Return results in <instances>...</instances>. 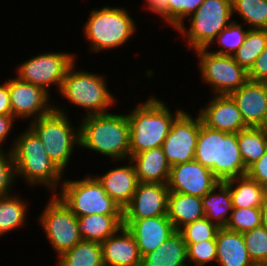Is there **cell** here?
Returning a JSON list of instances; mask_svg holds the SVG:
<instances>
[{
  "instance_id": "cell-1",
  "label": "cell",
  "mask_w": 267,
  "mask_h": 266,
  "mask_svg": "<svg viewBox=\"0 0 267 266\" xmlns=\"http://www.w3.org/2000/svg\"><path fill=\"white\" fill-rule=\"evenodd\" d=\"M82 149L92 150L114 161L130 159V126L127 114L104 113L79 120Z\"/></svg>"
},
{
  "instance_id": "cell-2",
  "label": "cell",
  "mask_w": 267,
  "mask_h": 266,
  "mask_svg": "<svg viewBox=\"0 0 267 266\" xmlns=\"http://www.w3.org/2000/svg\"><path fill=\"white\" fill-rule=\"evenodd\" d=\"M13 140L7 150L12 152L16 177L23 179L29 187L42 185L56 194L64 174L50 160L39 137L28 127Z\"/></svg>"
},
{
  "instance_id": "cell-3",
  "label": "cell",
  "mask_w": 267,
  "mask_h": 266,
  "mask_svg": "<svg viewBox=\"0 0 267 266\" xmlns=\"http://www.w3.org/2000/svg\"><path fill=\"white\" fill-rule=\"evenodd\" d=\"M151 95L127 114L130 126V157L144 150L162 147L174 120L185 110L173 113L167 103Z\"/></svg>"
},
{
  "instance_id": "cell-4",
  "label": "cell",
  "mask_w": 267,
  "mask_h": 266,
  "mask_svg": "<svg viewBox=\"0 0 267 266\" xmlns=\"http://www.w3.org/2000/svg\"><path fill=\"white\" fill-rule=\"evenodd\" d=\"M194 160L210 169L219 181L247 174L237 143V133L200 125Z\"/></svg>"
},
{
  "instance_id": "cell-5",
  "label": "cell",
  "mask_w": 267,
  "mask_h": 266,
  "mask_svg": "<svg viewBox=\"0 0 267 266\" xmlns=\"http://www.w3.org/2000/svg\"><path fill=\"white\" fill-rule=\"evenodd\" d=\"M136 22L127 8L103 6L90 10L83 26L89 51L102 52L124 47L136 33Z\"/></svg>"
},
{
  "instance_id": "cell-6",
  "label": "cell",
  "mask_w": 267,
  "mask_h": 266,
  "mask_svg": "<svg viewBox=\"0 0 267 266\" xmlns=\"http://www.w3.org/2000/svg\"><path fill=\"white\" fill-rule=\"evenodd\" d=\"M66 112L64 107L55 104L51 113L30 121L27 126L39 137L50 160L63 174L74 148L80 146L79 124L74 126Z\"/></svg>"
},
{
  "instance_id": "cell-7",
  "label": "cell",
  "mask_w": 267,
  "mask_h": 266,
  "mask_svg": "<svg viewBox=\"0 0 267 266\" xmlns=\"http://www.w3.org/2000/svg\"><path fill=\"white\" fill-rule=\"evenodd\" d=\"M76 61L69 67L62 81L59 93L69 105L73 104L84 108L83 117L108 113L111 106L117 101L114 94L109 91L106 75L76 70ZM71 103V104H70ZM108 110V111H107Z\"/></svg>"
},
{
  "instance_id": "cell-8",
  "label": "cell",
  "mask_w": 267,
  "mask_h": 266,
  "mask_svg": "<svg viewBox=\"0 0 267 266\" xmlns=\"http://www.w3.org/2000/svg\"><path fill=\"white\" fill-rule=\"evenodd\" d=\"M56 195L78 218L91 214L123 215V209L110 198L92 174L82 179H63Z\"/></svg>"
},
{
  "instance_id": "cell-9",
  "label": "cell",
  "mask_w": 267,
  "mask_h": 266,
  "mask_svg": "<svg viewBox=\"0 0 267 266\" xmlns=\"http://www.w3.org/2000/svg\"><path fill=\"white\" fill-rule=\"evenodd\" d=\"M231 0H205L175 31L184 36L187 49L207 48L216 36L233 21Z\"/></svg>"
},
{
  "instance_id": "cell-10",
  "label": "cell",
  "mask_w": 267,
  "mask_h": 266,
  "mask_svg": "<svg viewBox=\"0 0 267 266\" xmlns=\"http://www.w3.org/2000/svg\"><path fill=\"white\" fill-rule=\"evenodd\" d=\"M194 51L199 58L202 81L210 86L212 95H230L248 80V72L233 56L216 54L208 48Z\"/></svg>"
},
{
  "instance_id": "cell-11",
  "label": "cell",
  "mask_w": 267,
  "mask_h": 266,
  "mask_svg": "<svg viewBox=\"0 0 267 266\" xmlns=\"http://www.w3.org/2000/svg\"><path fill=\"white\" fill-rule=\"evenodd\" d=\"M38 215L39 222L48 244L58 257L65 251L72 249L82 240L78 232L77 217L56 195L52 194Z\"/></svg>"
},
{
  "instance_id": "cell-12",
  "label": "cell",
  "mask_w": 267,
  "mask_h": 266,
  "mask_svg": "<svg viewBox=\"0 0 267 266\" xmlns=\"http://www.w3.org/2000/svg\"><path fill=\"white\" fill-rule=\"evenodd\" d=\"M75 53L45 52L24 60L16 67V77L20 80L43 87L51 92L52 86L60 90L69 67L75 62Z\"/></svg>"
},
{
  "instance_id": "cell-13",
  "label": "cell",
  "mask_w": 267,
  "mask_h": 266,
  "mask_svg": "<svg viewBox=\"0 0 267 266\" xmlns=\"http://www.w3.org/2000/svg\"><path fill=\"white\" fill-rule=\"evenodd\" d=\"M192 117L183 111L173 122L170 132L163 141L164 155L170 166L194 160L201 117L198 113Z\"/></svg>"
},
{
  "instance_id": "cell-14",
  "label": "cell",
  "mask_w": 267,
  "mask_h": 266,
  "mask_svg": "<svg viewBox=\"0 0 267 266\" xmlns=\"http://www.w3.org/2000/svg\"><path fill=\"white\" fill-rule=\"evenodd\" d=\"M8 89L12 116L17 119L33 121L46 116L54 110L51 94L43 87L20 80L18 77L8 79Z\"/></svg>"
},
{
  "instance_id": "cell-15",
  "label": "cell",
  "mask_w": 267,
  "mask_h": 266,
  "mask_svg": "<svg viewBox=\"0 0 267 266\" xmlns=\"http://www.w3.org/2000/svg\"><path fill=\"white\" fill-rule=\"evenodd\" d=\"M219 182L210 169L193 160L173 165L167 186L169 192L203 197Z\"/></svg>"
},
{
  "instance_id": "cell-16",
  "label": "cell",
  "mask_w": 267,
  "mask_h": 266,
  "mask_svg": "<svg viewBox=\"0 0 267 266\" xmlns=\"http://www.w3.org/2000/svg\"><path fill=\"white\" fill-rule=\"evenodd\" d=\"M167 184L138 183L130 202L123 208V219H142L167 215Z\"/></svg>"
},
{
  "instance_id": "cell-17",
  "label": "cell",
  "mask_w": 267,
  "mask_h": 266,
  "mask_svg": "<svg viewBox=\"0 0 267 266\" xmlns=\"http://www.w3.org/2000/svg\"><path fill=\"white\" fill-rule=\"evenodd\" d=\"M123 226L132 233L142 257L155 251L176 232L167 215L123 219Z\"/></svg>"
},
{
  "instance_id": "cell-18",
  "label": "cell",
  "mask_w": 267,
  "mask_h": 266,
  "mask_svg": "<svg viewBox=\"0 0 267 266\" xmlns=\"http://www.w3.org/2000/svg\"><path fill=\"white\" fill-rule=\"evenodd\" d=\"M211 96L207 105L201 106L198 113L204 125L228 133H238L248 128L236 102L230 95Z\"/></svg>"
},
{
  "instance_id": "cell-19",
  "label": "cell",
  "mask_w": 267,
  "mask_h": 266,
  "mask_svg": "<svg viewBox=\"0 0 267 266\" xmlns=\"http://www.w3.org/2000/svg\"><path fill=\"white\" fill-rule=\"evenodd\" d=\"M230 96L248 127L267 126V82L248 79Z\"/></svg>"
},
{
  "instance_id": "cell-20",
  "label": "cell",
  "mask_w": 267,
  "mask_h": 266,
  "mask_svg": "<svg viewBox=\"0 0 267 266\" xmlns=\"http://www.w3.org/2000/svg\"><path fill=\"white\" fill-rule=\"evenodd\" d=\"M104 266H141L142 256L132 233L122 226L101 242Z\"/></svg>"
},
{
  "instance_id": "cell-21",
  "label": "cell",
  "mask_w": 267,
  "mask_h": 266,
  "mask_svg": "<svg viewBox=\"0 0 267 266\" xmlns=\"http://www.w3.org/2000/svg\"><path fill=\"white\" fill-rule=\"evenodd\" d=\"M128 165L110 168L103 175H95L107 195L123 209L132 199L138 185L137 174L133 162L128 159Z\"/></svg>"
},
{
  "instance_id": "cell-22",
  "label": "cell",
  "mask_w": 267,
  "mask_h": 266,
  "mask_svg": "<svg viewBox=\"0 0 267 266\" xmlns=\"http://www.w3.org/2000/svg\"><path fill=\"white\" fill-rule=\"evenodd\" d=\"M140 183L167 184L171 166L162 147L136 153L130 157Z\"/></svg>"
},
{
  "instance_id": "cell-23",
  "label": "cell",
  "mask_w": 267,
  "mask_h": 266,
  "mask_svg": "<svg viewBox=\"0 0 267 266\" xmlns=\"http://www.w3.org/2000/svg\"><path fill=\"white\" fill-rule=\"evenodd\" d=\"M217 260L220 266H254L249 258L243 234L219 228L216 234Z\"/></svg>"
},
{
  "instance_id": "cell-24",
  "label": "cell",
  "mask_w": 267,
  "mask_h": 266,
  "mask_svg": "<svg viewBox=\"0 0 267 266\" xmlns=\"http://www.w3.org/2000/svg\"><path fill=\"white\" fill-rule=\"evenodd\" d=\"M167 216L176 231L188 223L205 217L201 197L169 192Z\"/></svg>"
},
{
  "instance_id": "cell-25",
  "label": "cell",
  "mask_w": 267,
  "mask_h": 266,
  "mask_svg": "<svg viewBox=\"0 0 267 266\" xmlns=\"http://www.w3.org/2000/svg\"><path fill=\"white\" fill-rule=\"evenodd\" d=\"M82 240L103 242L123 226V215L91 214L77 218Z\"/></svg>"
},
{
  "instance_id": "cell-26",
  "label": "cell",
  "mask_w": 267,
  "mask_h": 266,
  "mask_svg": "<svg viewBox=\"0 0 267 266\" xmlns=\"http://www.w3.org/2000/svg\"><path fill=\"white\" fill-rule=\"evenodd\" d=\"M187 245L176 231L155 251L142 257L141 266H187Z\"/></svg>"
},
{
  "instance_id": "cell-27",
  "label": "cell",
  "mask_w": 267,
  "mask_h": 266,
  "mask_svg": "<svg viewBox=\"0 0 267 266\" xmlns=\"http://www.w3.org/2000/svg\"><path fill=\"white\" fill-rule=\"evenodd\" d=\"M201 200L205 217L219 228L225 227L233 210L229 186L220 181Z\"/></svg>"
},
{
  "instance_id": "cell-28",
  "label": "cell",
  "mask_w": 267,
  "mask_h": 266,
  "mask_svg": "<svg viewBox=\"0 0 267 266\" xmlns=\"http://www.w3.org/2000/svg\"><path fill=\"white\" fill-rule=\"evenodd\" d=\"M231 194L232 206L236 208H261L267 189L247 174L224 181Z\"/></svg>"
},
{
  "instance_id": "cell-29",
  "label": "cell",
  "mask_w": 267,
  "mask_h": 266,
  "mask_svg": "<svg viewBox=\"0 0 267 266\" xmlns=\"http://www.w3.org/2000/svg\"><path fill=\"white\" fill-rule=\"evenodd\" d=\"M28 203L14 192L0 197V237L27 225Z\"/></svg>"
},
{
  "instance_id": "cell-30",
  "label": "cell",
  "mask_w": 267,
  "mask_h": 266,
  "mask_svg": "<svg viewBox=\"0 0 267 266\" xmlns=\"http://www.w3.org/2000/svg\"><path fill=\"white\" fill-rule=\"evenodd\" d=\"M56 266H104L101 243L81 240L57 257Z\"/></svg>"
},
{
  "instance_id": "cell-31",
  "label": "cell",
  "mask_w": 267,
  "mask_h": 266,
  "mask_svg": "<svg viewBox=\"0 0 267 266\" xmlns=\"http://www.w3.org/2000/svg\"><path fill=\"white\" fill-rule=\"evenodd\" d=\"M237 143L242 160L248 169L267 150V130L264 127H248L237 133Z\"/></svg>"
},
{
  "instance_id": "cell-32",
  "label": "cell",
  "mask_w": 267,
  "mask_h": 266,
  "mask_svg": "<svg viewBox=\"0 0 267 266\" xmlns=\"http://www.w3.org/2000/svg\"><path fill=\"white\" fill-rule=\"evenodd\" d=\"M232 15L238 14L249 29L267 30V0H231ZM236 12V13H235ZM247 24V25H246Z\"/></svg>"
},
{
  "instance_id": "cell-33",
  "label": "cell",
  "mask_w": 267,
  "mask_h": 266,
  "mask_svg": "<svg viewBox=\"0 0 267 266\" xmlns=\"http://www.w3.org/2000/svg\"><path fill=\"white\" fill-rule=\"evenodd\" d=\"M266 46L267 30L249 29L245 41L232 56L248 72Z\"/></svg>"
},
{
  "instance_id": "cell-34",
  "label": "cell",
  "mask_w": 267,
  "mask_h": 266,
  "mask_svg": "<svg viewBox=\"0 0 267 266\" xmlns=\"http://www.w3.org/2000/svg\"><path fill=\"white\" fill-rule=\"evenodd\" d=\"M233 20L227 27H225L212 41V43L207 47L214 46L218 44L220 47L217 50H210L213 53L221 54V55H229L232 56L243 44L245 41L247 32L249 30L248 27L244 29L242 22Z\"/></svg>"
},
{
  "instance_id": "cell-35",
  "label": "cell",
  "mask_w": 267,
  "mask_h": 266,
  "mask_svg": "<svg viewBox=\"0 0 267 266\" xmlns=\"http://www.w3.org/2000/svg\"><path fill=\"white\" fill-rule=\"evenodd\" d=\"M261 226V208L233 207L226 229L244 233Z\"/></svg>"
},
{
  "instance_id": "cell-36",
  "label": "cell",
  "mask_w": 267,
  "mask_h": 266,
  "mask_svg": "<svg viewBox=\"0 0 267 266\" xmlns=\"http://www.w3.org/2000/svg\"><path fill=\"white\" fill-rule=\"evenodd\" d=\"M219 227L206 217L183 226L179 232L186 244H196L206 240H215Z\"/></svg>"
},
{
  "instance_id": "cell-37",
  "label": "cell",
  "mask_w": 267,
  "mask_h": 266,
  "mask_svg": "<svg viewBox=\"0 0 267 266\" xmlns=\"http://www.w3.org/2000/svg\"><path fill=\"white\" fill-rule=\"evenodd\" d=\"M249 258L254 264L267 262V229L259 226L243 233Z\"/></svg>"
},
{
  "instance_id": "cell-38",
  "label": "cell",
  "mask_w": 267,
  "mask_h": 266,
  "mask_svg": "<svg viewBox=\"0 0 267 266\" xmlns=\"http://www.w3.org/2000/svg\"><path fill=\"white\" fill-rule=\"evenodd\" d=\"M205 0H168V24L177 29Z\"/></svg>"
},
{
  "instance_id": "cell-39",
  "label": "cell",
  "mask_w": 267,
  "mask_h": 266,
  "mask_svg": "<svg viewBox=\"0 0 267 266\" xmlns=\"http://www.w3.org/2000/svg\"><path fill=\"white\" fill-rule=\"evenodd\" d=\"M187 245V263L194 266H206L217 260L216 240H206ZM191 262V263H190Z\"/></svg>"
},
{
  "instance_id": "cell-40",
  "label": "cell",
  "mask_w": 267,
  "mask_h": 266,
  "mask_svg": "<svg viewBox=\"0 0 267 266\" xmlns=\"http://www.w3.org/2000/svg\"><path fill=\"white\" fill-rule=\"evenodd\" d=\"M16 170L11 151L0 152V197L12 194V185L17 182Z\"/></svg>"
},
{
  "instance_id": "cell-41",
  "label": "cell",
  "mask_w": 267,
  "mask_h": 266,
  "mask_svg": "<svg viewBox=\"0 0 267 266\" xmlns=\"http://www.w3.org/2000/svg\"><path fill=\"white\" fill-rule=\"evenodd\" d=\"M248 79L252 81L267 82V46L257 57L248 71Z\"/></svg>"
},
{
  "instance_id": "cell-42",
  "label": "cell",
  "mask_w": 267,
  "mask_h": 266,
  "mask_svg": "<svg viewBox=\"0 0 267 266\" xmlns=\"http://www.w3.org/2000/svg\"><path fill=\"white\" fill-rule=\"evenodd\" d=\"M247 175L267 189V150L258 161L248 168Z\"/></svg>"
},
{
  "instance_id": "cell-43",
  "label": "cell",
  "mask_w": 267,
  "mask_h": 266,
  "mask_svg": "<svg viewBox=\"0 0 267 266\" xmlns=\"http://www.w3.org/2000/svg\"><path fill=\"white\" fill-rule=\"evenodd\" d=\"M145 1V7L150 12L157 14L162 18L165 24L168 23V0H143Z\"/></svg>"
},
{
  "instance_id": "cell-44",
  "label": "cell",
  "mask_w": 267,
  "mask_h": 266,
  "mask_svg": "<svg viewBox=\"0 0 267 266\" xmlns=\"http://www.w3.org/2000/svg\"><path fill=\"white\" fill-rule=\"evenodd\" d=\"M16 123V119L13 116L0 115V150L4 151L3 146L6 144V140L9 138V134Z\"/></svg>"
},
{
  "instance_id": "cell-45",
  "label": "cell",
  "mask_w": 267,
  "mask_h": 266,
  "mask_svg": "<svg viewBox=\"0 0 267 266\" xmlns=\"http://www.w3.org/2000/svg\"><path fill=\"white\" fill-rule=\"evenodd\" d=\"M0 115L12 116L8 80L0 84Z\"/></svg>"
},
{
  "instance_id": "cell-46",
  "label": "cell",
  "mask_w": 267,
  "mask_h": 266,
  "mask_svg": "<svg viewBox=\"0 0 267 266\" xmlns=\"http://www.w3.org/2000/svg\"><path fill=\"white\" fill-rule=\"evenodd\" d=\"M261 225L267 229V192L261 204Z\"/></svg>"
},
{
  "instance_id": "cell-47",
  "label": "cell",
  "mask_w": 267,
  "mask_h": 266,
  "mask_svg": "<svg viewBox=\"0 0 267 266\" xmlns=\"http://www.w3.org/2000/svg\"><path fill=\"white\" fill-rule=\"evenodd\" d=\"M254 266H267V262L256 263Z\"/></svg>"
}]
</instances>
